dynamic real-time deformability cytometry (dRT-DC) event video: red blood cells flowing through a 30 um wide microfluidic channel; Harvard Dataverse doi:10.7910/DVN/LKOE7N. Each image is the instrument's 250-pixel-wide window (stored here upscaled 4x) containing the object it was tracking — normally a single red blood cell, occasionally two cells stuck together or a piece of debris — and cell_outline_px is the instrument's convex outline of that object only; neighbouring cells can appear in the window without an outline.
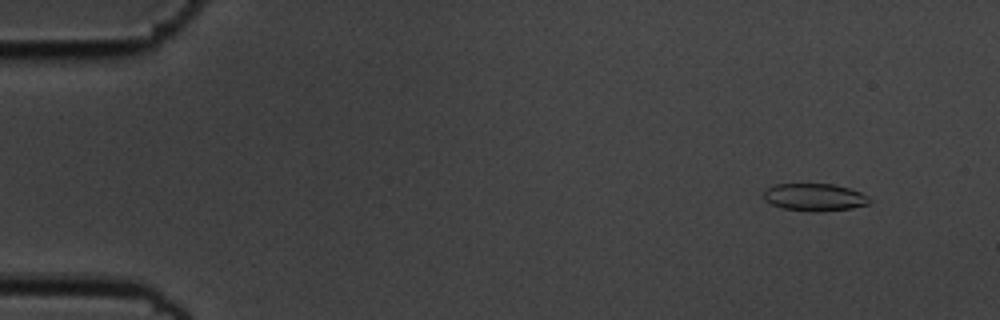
{"species": "common noctule bat (a hibernating species)", "species_latin": "Nyctalus noctula", "temperature_condition": "cold", "stored_images_in_passage": 55, "camera_frame_rate_fps": 3000, "um_per_image_px": 0.085, "animal": {"sex": "male", "body_mass_g": 19.5, "forearm_length_mm": 54.6}, "frame": {"image": 1, "passage_image": 5, "time_ms": 1.333, "image_size_px": [1000, 320], "cell_outline_px": [[872, 200], [868, 204], [852, 208], [784, 208], [772, 204], [764, 200], [764, 192], [768, 188], [776, 184], [832, 184], [848, 188], [860, 192], [868, 196]], "centroid_in_image_um": [69.25, 16.7], "position_along_channel_um": 15.8, "area_um2": 15.78}}
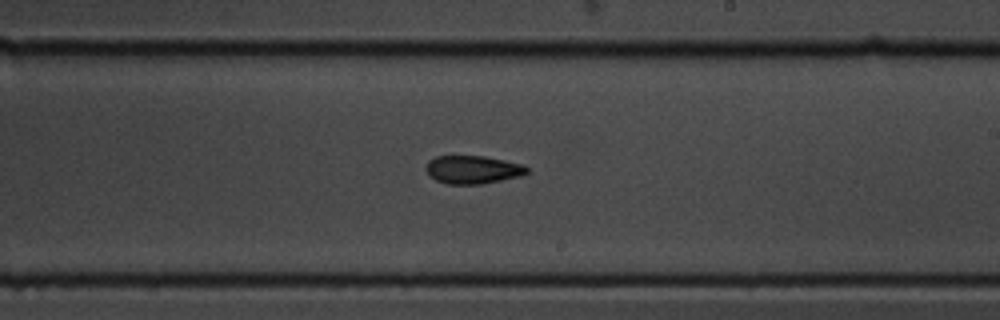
{"frame": {"image": 2, "passage_image": 33, "time_ms": 10.667, "image_size_px": [1000, 320], "cell_outline_px": [[528, 172], [520, 176], [480, 184], [448, 184], [436, 180], [424, 168], [428, 160], [436, 156], [484, 156], [524, 164], [528, 168]], "centroid_in_image_um": [40.18, 14.41], "position_along_channel_um": 248.8, "area_um2": 16.47}}
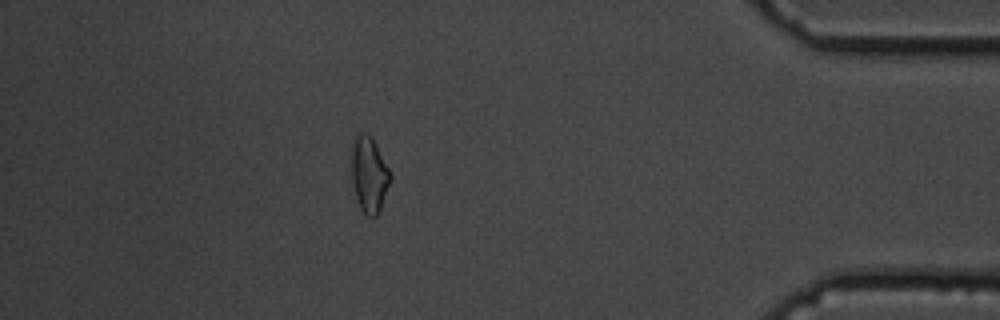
{"frame": {"image": 3, "passage_image": 49, "time_ms": 16.0, "image_size_px": [1000, 320], "cell_outline_px": [[392, 180], [380, 212], [376, 216], [368, 216], [360, 208], [356, 200], [352, 180], [352, 148], [356, 136], [360, 132], [368, 132], [372, 136], [392, 176]], "centroid_in_image_um": [31.4, 14.85], "position_along_channel_um": 403.8, "area_um2": 17.28}, "authors_computed_cell_mechanics": {"area_um2": 17.1088, "velocity_mm_per_s": 3.6679, "shape_relaxation_time_tau1_ms": 5.7727, "shape_relaxation_time_tau2_ms": 2.5127, "deformation_change_tau1": 0.1544, "deformation_change_tau2": 0.0782}}